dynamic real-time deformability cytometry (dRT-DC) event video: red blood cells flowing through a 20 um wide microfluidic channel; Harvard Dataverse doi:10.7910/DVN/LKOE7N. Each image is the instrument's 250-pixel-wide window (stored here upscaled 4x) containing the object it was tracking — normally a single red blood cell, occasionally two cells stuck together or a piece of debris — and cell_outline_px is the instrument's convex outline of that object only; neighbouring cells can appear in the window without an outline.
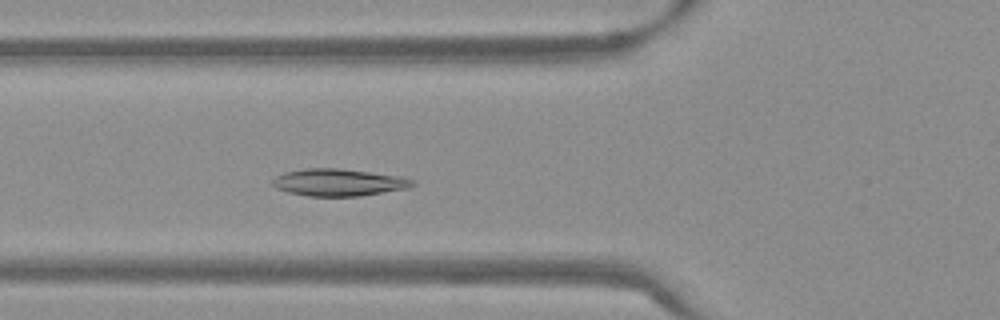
{"species": "Egyptian fruit bat (a non-hibernating species)", "species_latin": "Rousettus aegyptiacus", "temperature_condition": "warm", "stored_images_in_passage": 51, "camera_frame_rate_fps": 3000, "um_per_image_px": 0.085, "frame": {"image": 1, "passage_image": 17, "time_ms": 5.333, "image_size_px": [1000, 320], "cell_outline_px": [[416, 184], [408, 188], [360, 196], [308, 196], [288, 192], [276, 188], [272, 184], [272, 180], [276, 176], [284, 172], [304, 168], [340, 168], [400, 176], [412, 180]], "centroid_in_image_um": [28.76, 15.5], "position_along_channel_um": 97.0, "area_um2": 22.14}}
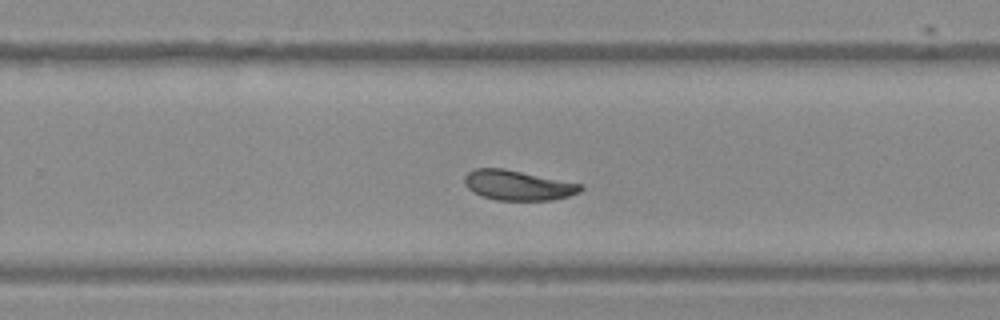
{"frame": {"image": 2, "passage_image": 32, "time_ms": 10.333, "image_size_px": [1000, 320], "cell_outline_px": [[584, 188], [580, 192], [568, 196], [552, 200], [496, 200], [472, 192], [464, 184], [464, 176], [468, 172], [476, 168], [504, 168], [584, 184]], "centroid_in_image_um": [44.04, 15.74], "position_along_channel_um": 285.8, "area_um2": 20.4}}
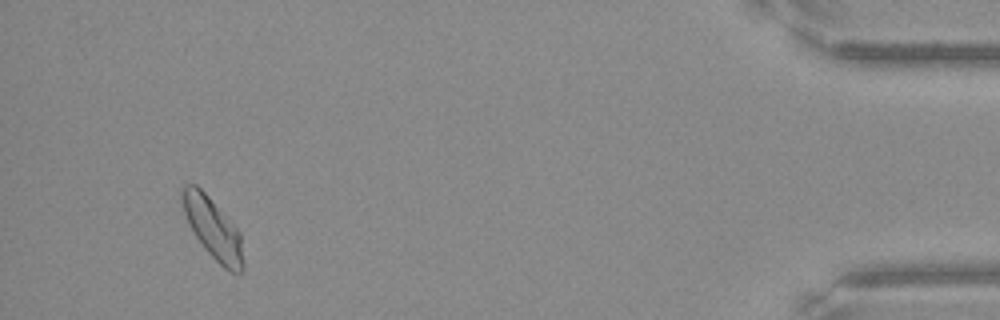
{"frame": {"image": 3, "passage_image": 48, "time_ms": 15.667, "image_size_px": [1000, 320], "cell_outline_px": [[244, 272], [240, 276], [228, 272], [204, 248], [188, 224], [180, 200], [180, 188], [184, 184], [196, 184], [208, 196], [240, 232], [244, 260]], "centroid_in_image_um": [18.1, 19.45], "position_along_channel_um": 417.1, "area_um2": 21.91}, "authors_computed_cell_mechanics": {"area_um2": 21.386, "velocity_mm_per_s": 3.7662, "shape_relaxation_time_tau1_ms": 5.3228, "shape_relaxation_time_tau2_ms": null, "deformation_change_tau1": 0.1206, "deformation_change_tau2": null}}